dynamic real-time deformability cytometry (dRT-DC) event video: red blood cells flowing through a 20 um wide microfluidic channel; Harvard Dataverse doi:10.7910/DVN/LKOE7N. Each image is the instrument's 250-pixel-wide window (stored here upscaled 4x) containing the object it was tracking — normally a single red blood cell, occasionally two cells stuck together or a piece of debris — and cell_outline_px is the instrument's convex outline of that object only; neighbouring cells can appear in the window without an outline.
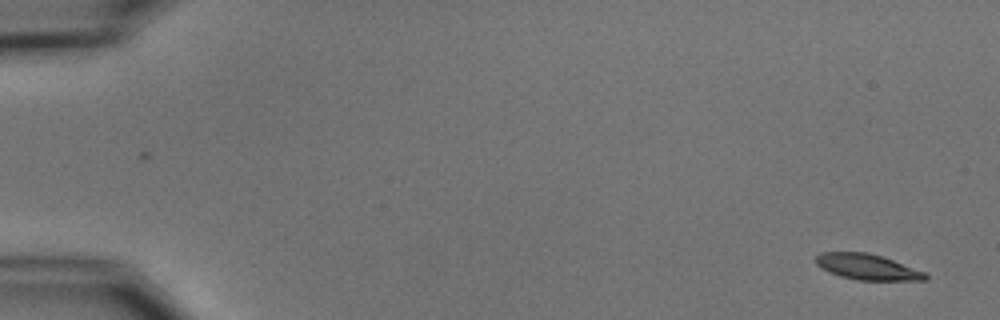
{"species": "common noctule bat (a hibernating species)", "species_latin": "Nyctalus noctula", "temperature_condition": "cold", "stored_images_in_passage": 2, "camera_frame_rate_fps": 3000, "um_per_image_px": 0.085, "animal": {"sex": "male", "body_mass_g": 15.6}, "frame": {"image": 1, "passage_image": 2, "time_ms": 1.333, "image_size_px": [1000, 320], "cell_outline_px": [[928, 280], [856, 280], [840, 276], [820, 268], [816, 264], [816, 256], [820, 252], [868, 252], [892, 260], [924, 272], [928, 276]], "centroid_in_image_um": [73.68, 22.69], "position_along_channel_um": 11.3, "area_um2": 16.24}}